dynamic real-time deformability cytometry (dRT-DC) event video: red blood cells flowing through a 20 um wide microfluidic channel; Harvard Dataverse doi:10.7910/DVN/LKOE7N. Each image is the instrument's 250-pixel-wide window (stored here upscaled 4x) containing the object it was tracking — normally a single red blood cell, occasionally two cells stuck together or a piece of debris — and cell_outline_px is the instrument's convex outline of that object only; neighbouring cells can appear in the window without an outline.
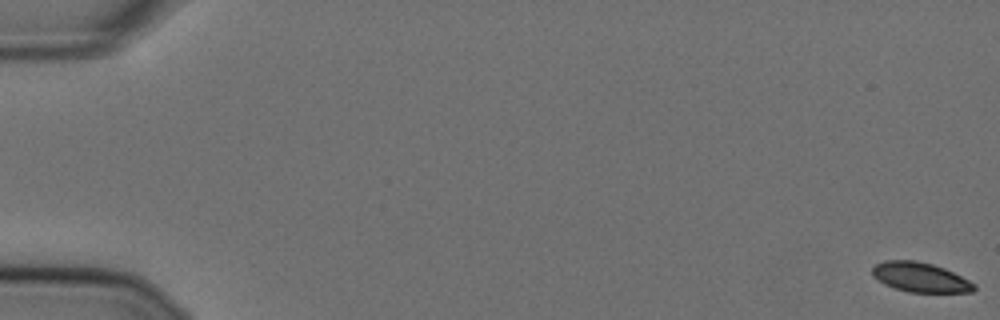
{"species": "Egyptian fruit bat (a non-hibernating species)", "species_latin": "Rousettus aegyptiacus", "temperature_condition": "cold", "stored_images_in_passage": 59, "camera_frame_rate_fps": 3000, "um_per_image_px": 0.085, "animal": {"sex": "female"}, "frame": {"image": 1, "passage_image": 1, "time_ms": 0.0, "image_size_px": [1000, 320], "cell_outline_px": [[976, 288], [972, 292], [908, 292], [884, 284], [872, 276], [872, 268], [876, 264], [884, 260], [916, 260], [932, 264], [944, 268], [976, 284]], "centroid_in_image_um": [78.2, 23.56], "position_along_channel_um": 6.8, "area_um2": 17.51}}
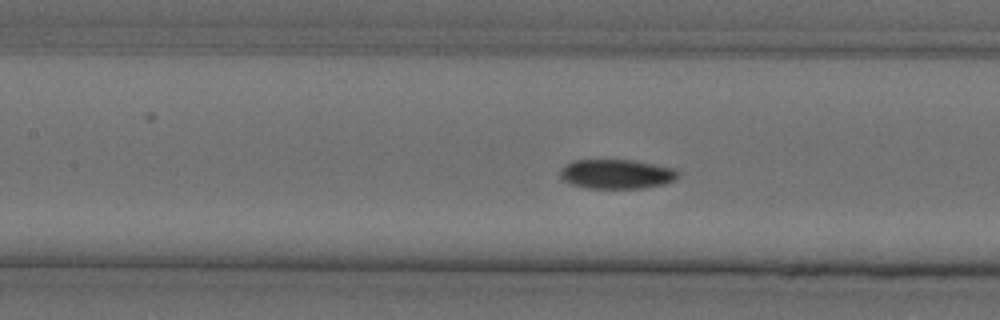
{"frame": {"image": 2, "passage_image": 27, "time_ms": 8.667, "image_size_px": [1000, 320], "cell_outline_px": [[680, 176], [664, 184], [640, 188], [584, 188], [572, 184], [564, 180], [560, 176], [560, 168], [564, 164], [572, 160], [632, 160], [672, 168], [680, 172]], "centroid_in_image_um": [52.36, 14.79], "position_along_channel_um": 155.0, "area_um2": 20.17}}
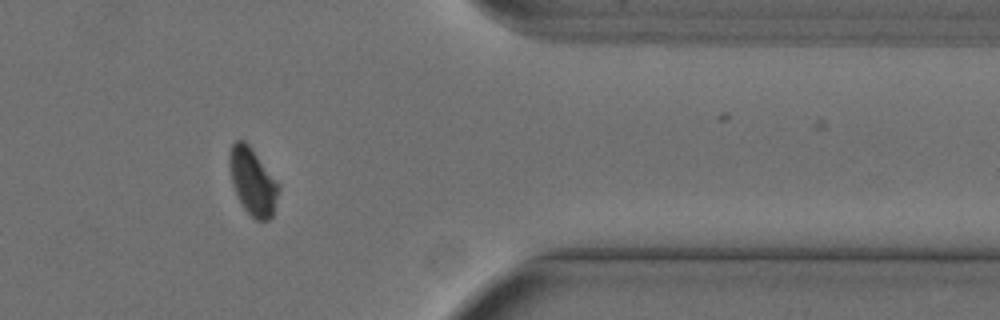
{"frame": {"image": 3, "passage_image": 48, "time_ms": 15.667, "image_size_px": [1000, 320], "cell_outline_px": [[280, 188], [272, 216], [268, 220], [256, 220], [244, 208], [232, 184], [228, 164], [228, 156], [232, 144], [236, 140], [244, 140], [252, 148], [280, 184]], "centroid_in_image_um": [21.48, 15.4], "position_along_channel_um": 389.9, "area_um2": 19.19}, "authors_computed_cell_mechanics": {"area_um2": 20.1722, "velocity_mm_per_s": 3.5937, "shape_relaxation_time_tau1_ms": 6.6944, "shape_relaxation_time_tau2_ms": 9.6756, "deformation_change_tau1": 0.133, "deformation_change_tau2": 0.0835}}